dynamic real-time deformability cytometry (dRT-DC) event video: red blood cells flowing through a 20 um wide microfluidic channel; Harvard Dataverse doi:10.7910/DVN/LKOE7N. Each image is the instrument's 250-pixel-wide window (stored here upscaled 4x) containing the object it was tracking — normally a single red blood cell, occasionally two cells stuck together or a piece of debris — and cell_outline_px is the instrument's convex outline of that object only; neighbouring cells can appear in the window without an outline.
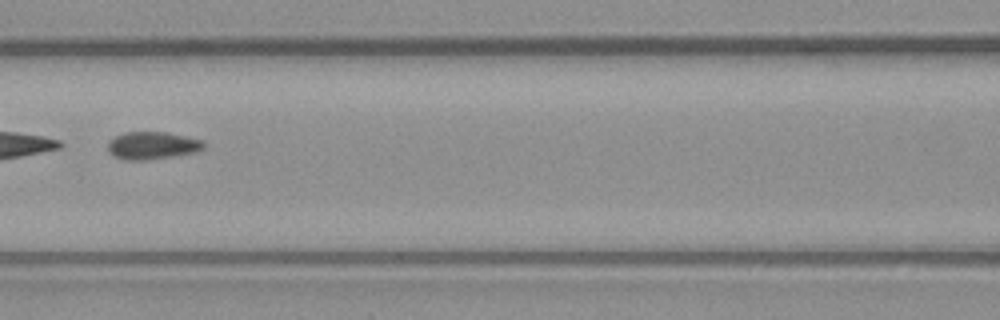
{"species": "common noctule bat (a hibernating species)", "species_latin": "Nyctalus noctula", "temperature_condition": "warm", "stored_images_in_passage": 15, "camera_frame_rate_fps": 3000, "um_per_image_px": 0.085, "animal": {"sex": "male", "body_mass_g": 23.1, "forearm_length_mm": 52.7}, "frame": {"image": 1, "passage_image": 7, "time_ms": 2.0, "image_size_px": [1000, 320], "cell_outline_px": [[204, 148], [196, 152], [148, 160], [124, 160], [112, 156], [108, 152], [108, 140], [124, 132], [168, 132], [204, 140]], "centroid_in_image_um": [12.92, 12.37], "position_along_channel_um": 153.7, "area_um2": 15.61}}